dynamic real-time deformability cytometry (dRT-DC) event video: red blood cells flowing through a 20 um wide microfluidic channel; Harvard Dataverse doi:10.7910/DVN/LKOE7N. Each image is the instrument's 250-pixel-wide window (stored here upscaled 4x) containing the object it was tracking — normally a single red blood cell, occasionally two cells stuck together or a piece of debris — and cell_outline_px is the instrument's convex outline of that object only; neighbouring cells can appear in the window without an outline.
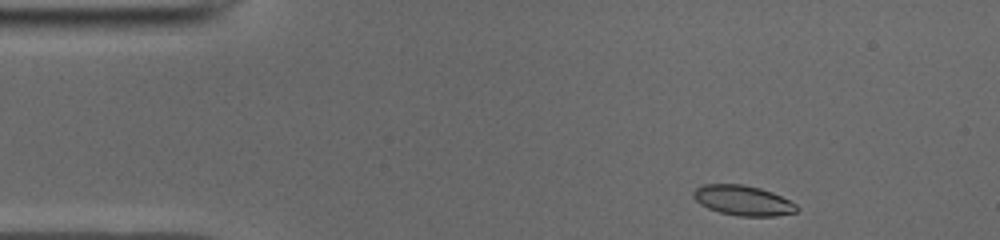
{"species": "common noctule bat (a hibernating species)", "species_latin": "Nyctalus noctula", "temperature_condition": "cold", "stored_images_in_passage": 45, "camera_frame_rate_fps": 3000, "um_per_image_px": 0.085, "animal": {"sex": "male", "body_mass_g": 19.0, "forearm_length_mm": 50.8}, "frame": {"image": 1, "passage_image": 1, "time_ms": 0.0, "image_size_px": [1000, 240], "cell_outline_px": [[800, 208], [796, 212], [776, 216], [736, 216], [720, 212], [708, 208], [700, 204], [692, 196], [692, 192], [696, 188], [704, 184], [740, 184], [760, 188], [772, 192], [796, 204]], "centroid_in_image_um": [63.14, 17.04], "position_along_channel_um": 21.9, "area_um2": 18.09}}
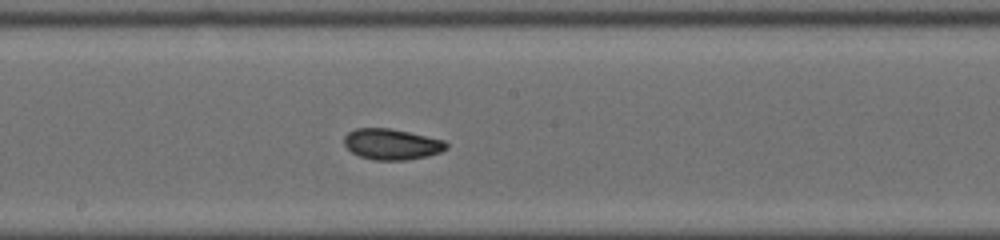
{"frame": {"image": 2, "passage_image": 21, "time_ms": 6.667, "image_size_px": [1000, 240], "cell_outline_px": [[448, 148], [440, 152], [428, 156], [404, 160], [376, 160], [360, 156], [352, 152], [344, 144], [344, 136], [348, 132], [356, 128], [388, 128], [408, 132], [444, 140], [448, 144]], "centroid_in_image_um": [33.3, 12.26], "position_along_channel_um": 214.9, "area_um2": 18.26}}
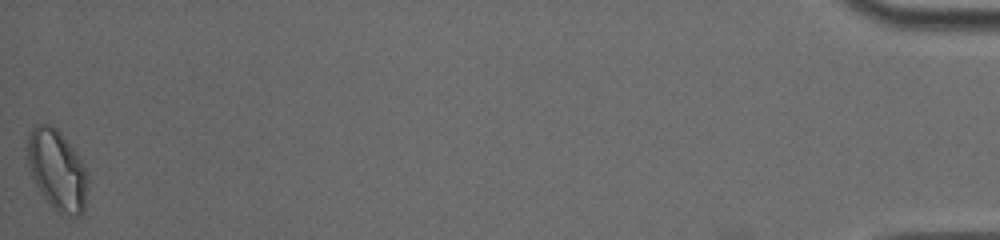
{"frame": {"image": 3, "passage_image": 45, "time_ms": 14.667, "image_size_px": [1000, 240], "cell_outline_px": [[88, 188], [84, 212], [80, 216], [60, 216], [52, 208], [36, 184], [28, 168], [28, 132], [36, 124], [48, 124], [56, 128], [60, 132], [76, 152], [84, 164], [88, 176]], "centroid_in_image_um": [4.89, 14.5], "position_along_channel_um": 430.3, "area_um2": 28.61}, "authors_computed_cell_mechanics": {"area_um2": 18.5538, "velocity_mm_per_s": 3.9397, "shape_relaxation_time_tau1_ms": 3.1937, "shape_relaxation_time_tau2_ms": 1.123, "deformation_change_tau1": 0.1225, "deformation_change_tau2": 0.0559}}